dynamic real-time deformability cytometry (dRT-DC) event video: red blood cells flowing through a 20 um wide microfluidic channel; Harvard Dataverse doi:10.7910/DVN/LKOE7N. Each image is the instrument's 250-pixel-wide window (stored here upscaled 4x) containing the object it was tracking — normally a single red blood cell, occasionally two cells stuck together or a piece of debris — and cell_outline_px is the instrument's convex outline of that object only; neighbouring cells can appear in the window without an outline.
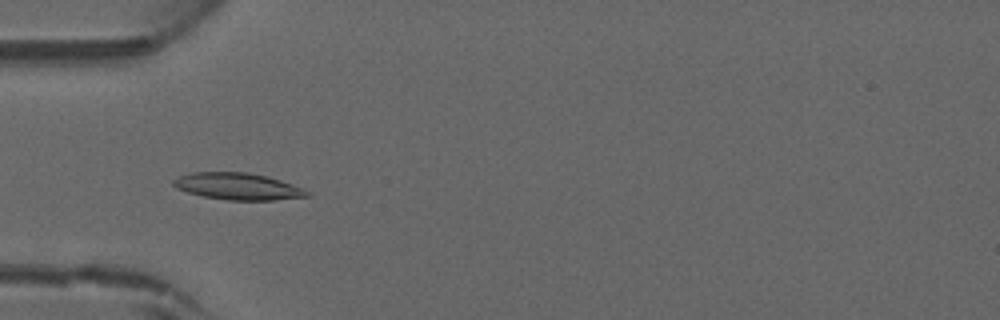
{"species": "common noctule bat (a hibernating species)", "species_latin": "Nyctalus noctula", "temperature_condition": "warm", "stored_images_in_passage": 45, "camera_frame_rate_fps": 3000, "um_per_image_px": 0.085, "animal": {"sex": "male", "forearm_length_mm": 52.5}, "frame": {"image": 1, "passage_image": 14, "time_ms": 4.333, "image_size_px": [1000, 320], "cell_outline_px": [[312, 196], [272, 200], [228, 200], [204, 196], [188, 192], [176, 188], [172, 184], [172, 180], [180, 176], [192, 172], [248, 172], [268, 176], [304, 188]], "centroid_in_image_um": [20.23, 15.83], "position_along_channel_um": 64.8, "area_um2": 20.87}}
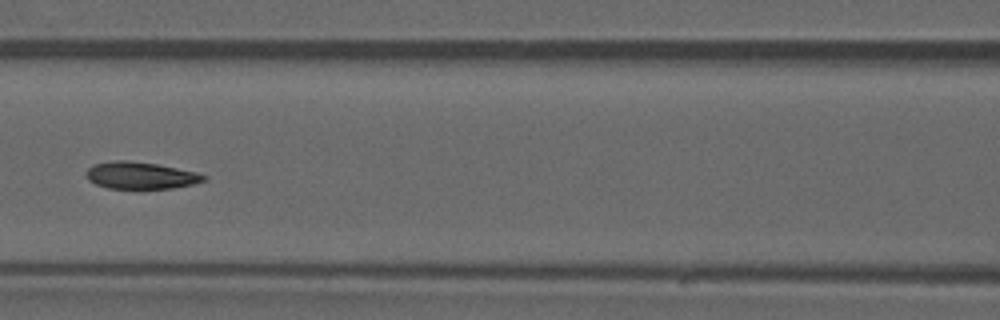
{"frame": {"image": 2, "passage_image": 20, "time_ms": 6.333, "image_size_px": [1000, 320], "cell_outline_px": [[208, 176], [204, 180], [192, 184], [172, 188], [108, 188], [96, 184], [88, 180], [84, 172], [88, 168], [96, 164], [116, 160], [124, 160], [156, 164], [196, 172]], "centroid_in_image_um": [11.92, 14.91], "position_along_channel_um": 154.7, "area_um2": 18.21}}